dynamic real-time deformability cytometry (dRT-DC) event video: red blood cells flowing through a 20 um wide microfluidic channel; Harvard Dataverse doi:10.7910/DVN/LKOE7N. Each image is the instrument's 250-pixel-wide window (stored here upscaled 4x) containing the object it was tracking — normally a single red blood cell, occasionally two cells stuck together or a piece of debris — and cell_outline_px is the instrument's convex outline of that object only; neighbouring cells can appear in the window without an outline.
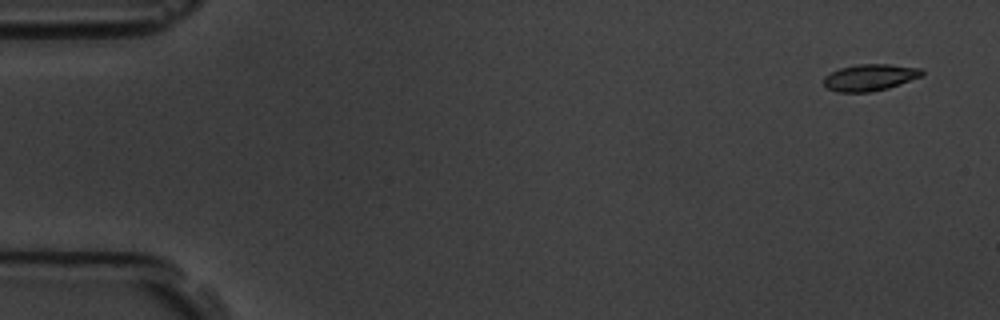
{"species": "common noctule bat (a hibernating species)", "species_latin": "Nyctalus noctula", "temperature_condition": "room temperature", "stored_images_in_passage": 6, "segment_of_instrument_passage": [1, 2], "camera_frame_rate_fps": 3000, "um_per_image_px": 0.085, "animal": {"sex": "male", "body_mass_g": 19.5, "forearm_length_mm": 54.6}, "frame": {"image": 1, "passage_image": 1, "time_ms": 0.0, "image_size_px": [1000, 320], "cell_outline_px": [[924, 76], [888, 88], [872, 92], [836, 92], [828, 88], [824, 84], [824, 76], [840, 68], [856, 64], [888, 64], [920, 68], [924, 72]], "centroid_in_image_um": [73.96, 6.58], "position_along_channel_um": 11.0, "area_um2": 15.32}}
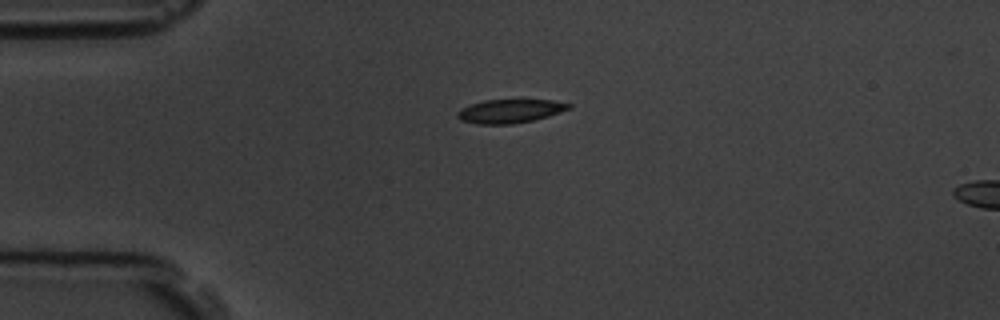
{"frame": {"image": 2, "passage_image": 4, "time_ms": 3.667, "image_size_px": [1000, 320], "cell_outline_px": [[572, 108], [548, 116], [532, 120], [512, 124], [476, 124], [460, 120], [456, 116], [456, 112], [460, 108], [484, 100], [552, 100], [572, 104]], "centroid_in_image_um": [43.32, 9.44], "position_along_channel_um": 41.7, "area_um2": 15.37}}